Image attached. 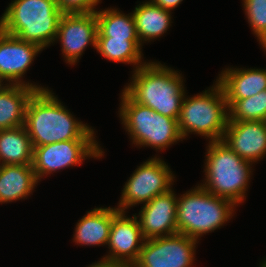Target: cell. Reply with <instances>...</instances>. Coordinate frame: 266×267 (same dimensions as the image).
<instances>
[{
  "instance_id": "cell-1",
  "label": "cell",
  "mask_w": 266,
  "mask_h": 267,
  "mask_svg": "<svg viewBox=\"0 0 266 267\" xmlns=\"http://www.w3.org/2000/svg\"><path fill=\"white\" fill-rule=\"evenodd\" d=\"M24 127L33 146L95 138L93 129L76 121L48 89L36 90L29 99Z\"/></svg>"
},
{
  "instance_id": "cell-2",
  "label": "cell",
  "mask_w": 266,
  "mask_h": 267,
  "mask_svg": "<svg viewBox=\"0 0 266 267\" xmlns=\"http://www.w3.org/2000/svg\"><path fill=\"white\" fill-rule=\"evenodd\" d=\"M181 78L175 70L159 63H140L133 81L123 91L138 104L178 120L185 97Z\"/></svg>"
},
{
  "instance_id": "cell-3",
  "label": "cell",
  "mask_w": 266,
  "mask_h": 267,
  "mask_svg": "<svg viewBox=\"0 0 266 267\" xmlns=\"http://www.w3.org/2000/svg\"><path fill=\"white\" fill-rule=\"evenodd\" d=\"M62 14L56 0H14L0 19V29L44 49L55 41Z\"/></svg>"
},
{
  "instance_id": "cell-4",
  "label": "cell",
  "mask_w": 266,
  "mask_h": 267,
  "mask_svg": "<svg viewBox=\"0 0 266 267\" xmlns=\"http://www.w3.org/2000/svg\"><path fill=\"white\" fill-rule=\"evenodd\" d=\"M208 146L206 182L202 187L236 206L245 197L251 163L239 157L223 140L210 141Z\"/></svg>"
},
{
  "instance_id": "cell-5",
  "label": "cell",
  "mask_w": 266,
  "mask_h": 267,
  "mask_svg": "<svg viewBox=\"0 0 266 267\" xmlns=\"http://www.w3.org/2000/svg\"><path fill=\"white\" fill-rule=\"evenodd\" d=\"M234 205L232 201L197 186L177 199L178 234L197 240L202 234L214 231L228 221Z\"/></svg>"
},
{
  "instance_id": "cell-6",
  "label": "cell",
  "mask_w": 266,
  "mask_h": 267,
  "mask_svg": "<svg viewBox=\"0 0 266 267\" xmlns=\"http://www.w3.org/2000/svg\"><path fill=\"white\" fill-rule=\"evenodd\" d=\"M214 86L211 92L206 90L192 98H183L177 120L182 138L196 132L211 141L222 140L228 123V105L221 85L217 82Z\"/></svg>"
},
{
  "instance_id": "cell-7",
  "label": "cell",
  "mask_w": 266,
  "mask_h": 267,
  "mask_svg": "<svg viewBox=\"0 0 266 267\" xmlns=\"http://www.w3.org/2000/svg\"><path fill=\"white\" fill-rule=\"evenodd\" d=\"M120 116L133 143L164 149L181 140L177 119L161 115L150 107L133 101L124 91Z\"/></svg>"
},
{
  "instance_id": "cell-8",
  "label": "cell",
  "mask_w": 266,
  "mask_h": 267,
  "mask_svg": "<svg viewBox=\"0 0 266 267\" xmlns=\"http://www.w3.org/2000/svg\"><path fill=\"white\" fill-rule=\"evenodd\" d=\"M173 178L170 168L159 158L144 162L125 183L117 209L125 212L129 206L147 203L154 197L168 192Z\"/></svg>"
},
{
  "instance_id": "cell-9",
  "label": "cell",
  "mask_w": 266,
  "mask_h": 267,
  "mask_svg": "<svg viewBox=\"0 0 266 267\" xmlns=\"http://www.w3.org/2000/svg\"><path fill=\"white\" fill-rule=\"evenodd\" d=\"M33 147L32 167L37 181L44 174L80 164L85 157L98 158L103 155L95 140L60 141Z\"/></svg>"
},
{
  "instance_id": "cell-10",
  "label": "cell",
  "mask_w": 266,
  "mask_h": 267,
  "mask_svg": "<svg viewBox=\"0 0 266 267\" xmlns=\"http://www.w3.org/2000/svg\"><path fill=\"white\" fill-rule=\"evenodd\" d=\"M197 240L183 234L144 241L132 267H190Z\"/></svg>"
},
{
  "instance_id": "cell-11",
  "label": "cell",
  "mask_w": 266,
  "mask_h": 267,
  "mask_svg": "<svg viewBox=\"0 0 266 267\" xmlns=\"http://www.w3.org/2000/svg\"><path fill=\"white\" fill-rule=\"evenodd\" d=\"M56 38L62 44V53L69 64L77 62L88 44L96 48V13H63L58 23Z\"/></svg>"
},
{
  "instance_id": "cell-12",
  "label": "cell",
  "mask_w": 266,
  "mask_h": 267,
  "mask_svg": "<svg viewBox=\"0 0 266 267\" xmlns=\"http://www.w3.org/2000/svg\"><path fill=\"white\" fill-rule=\"evenodd\" d=\"M143 241L145 239L137 217L133 215V218H128L120 211L113 218L110 229L108 246L111 254L103 259L124 267H132L139 257Z\"/></svg>"
},
{
  "instance_id": "cell-13",
  "label": "cell",
  "mask_w": 266,
  "mask_h": 267,
  "mask_svg": "<svg viewBox=\"0 0 266 267\" xmlns=\"http://www.w3.org/2000/svg\"><path fill=\"white\" fill-rule=\"evenodd\" d=\"M41 50L38 45L8 35L0 29V81L5 79L11 81L12 85L32 86L36 90L46 89L20 80Z\"/></svg>"
},
{
  "instance_id": "cell-14",
  "label": "cell",
  "mask_w": 266,
  "mask_h": 267,
  "mask_svg": "<svg viewBox=\"0 0 266 267\" xmlns=\"http://www.w3.org/2000/svg\"><path fill=\"white\" fill-rule=\"evenodd\" d=\"M139 215L138 222L145 240L178 233L177 199L171 189L145 203Z\"/></svg>"
},
{
  "instance_id": "cell-15",
  "label": "cell",
  "mask_w": 266,
  "mask_h": 267,
  "mask_svg": "<svg viewBox=\"0 0 266 267\" xmlns=\"http://www.w3.org/2000/svg\"><path fill=\"white\" fill-rule=\"evenodd\" d=\"M222 140L239 157L255 162L266 154V122L228 121Z\"/></svg>"
},
{
  "instance_id": "cell-16",
  "label": "cell",
  "mask_w": 266,
  "mask_h": 267,
  "mask_svg": "<svg viewBox=\"0 0 266 267\" xmlns=\"http://www.w3.org/2000/svg\"><path fill=\"white\" fill-rule=\"evenodd\" d=\"M226 99H245L266 90V70L227 69L216 81Z\"/></svg>"
},
{
  "instance_id": "cell-17",
  "label": "cell",
  "mask_w": 266,
  "mask_h": 267,
  "mask_svg": "<svg viewBox=\"0 0 266 267\" xmlns=\"http://www.w3.org/2000/svg\"><path fill=\"white\" fill-rule=\"evenodd\" d=\"M117 208H95L76 225L74 242L85 245L108 244L113 218Z\"/></svg>"
},
{
  "instance_id": "cell-18",
  "label": "cell",
  "mask_w": 266,
  "mask_h": 267,
  "mask_svg": "<svg viewBox=\"0 0 266 267\" xmlns=\"http://www.w3.org/2000/svg\"><path fill=\"white\" fill-rule=\"evenodd\" d=\"M36 89L26 85H7L0 90V130L24 125L26 106Z\"/></svg>"
},
{
  "instance_id": "cell-19",
  "label": "cell",
  "mask_w": 266,
  "mask_h": 267,
  "mask_svg": "<svg viewBox=\"0 0 266 267\" xmlns=\"http://www.w3.org/2000/svg\"><path fill=\"white\" fill-rule=\"evenodd\" d=\"M36 183L32 165H0V203L28 196Z\"/></svg>"
},
{
  "instance_id": "cell-20",
  "label": "cell",
  "mask_w": 266,
  "mask_h": 267,
  "mask_svg": "<svg viewBox=\"0 0 266 267\" xmlns=\"http://www.w3.org/2000/svg\"><path fill=\"white\" fill-rule=\"evenodd\" d=\"M34 147L24 127L0 130L1 165H32Z\"/></svg>"
},
{
  "instance_id": "cell-21",
  "label": "cell",
  "mask_w": 266,
  "mask_h": 267,
  "mask_svg": "<svg viewBox=\"0 0 266 267\" xmlns=\"http://www.w3.org/2000/svg\"><path fill=\"white\" fill-rule=\"evenodd\" d=\"M169 13V10L161 8L151 0L135 7L133 16L136 33L141 44L142 40L157 38L167 31L171 23Z\"/></svg>"
},
{
  "instance_id": "cell-22",
  "label": "cell",
  "mask_w": 266,
  "mask_h": 267,
  "mask_svg": "<svg viewBox=\"0 0 266 267\" xmlns=\"http://www.w3.org/2000/svg\"><path fill=\"white\" fill-rule=\"evenodd\" d=\"M97 39L139 40L133 14L124 15L117 10L95 11Z\"/></svg>"
},
{
  "instance_id": "cell-23",
  "label": "cell",
  "mask_w": 266,
  "mask_h": 267,
  "mask_svg": "<svg viewBox=\"0 0 266 267\" xmlns=\"http://www.w3.org/2000/svg\"><path fill=\"white\" fill-rule=\"evenodd\" d=\"M139 40L96 39V49L105 58L122 63L139 64L141 61Z\"/></svg>"
},
{
  "instance_id": "cell-24",
  "label": "cell",
  "mask_w": 266,
  "mask_h": 267,
  "mask_svg": "<svg viewBox=\"0 0 266 267\" xmlns=\"http://www.w3.org/2000/svg\"><path fill=\"white\" fill-rule=\"evenodd\" d=\"M228 121H266V90L245 99H226Z\"/></svg>"
},
{
  "instance_id": "cell-25",
  "label": "cell",
  "mask_w": 266,
  "mask_h": 267,
  "mask_svg": "<svg viewBox=\"0 0 266 267\" xmlns=\"http://www.w3.org/2000/svg\"><path fill=\"white\" fill-rule=\"evenodd\" d=\"M248 21L261 45L266 46V0H243Z\"/></svg>"
},
{
  "instance_id": "cell-26",
  "label": "cell",
  "mask_w": 266,
  "mask_h": 267,
  "mask_svg": "<svg viewBox=\"0 0 266 267\" xmlns=\"http://www.w3.org/2000/svg\"><path fill=\"white\" fill-rule=\"evenodd\" d=\"M100 0H56L57 6L63 13H90Z\"/></svg>"
},
{
  "instance_id": "cell-27",
  "label": "cell",
  "mask_w": 266,
  "mask_h": 267,
  "mask_svg": "<svg viewBox=\"0 0 266 267\" xmlns=\"http://www.w3.org/2000/svg\"><path fill=\"white\" fill-rule=\"evenodd\" d=\"M183 0H152V2L163 9L172 10L178 6Z\"/></svg>"
},
{
  "instance_id": "cell-28",
  "label": "cell",
  "mask_w": 266,
  "mask_h": 267,
  "mask_svg": "<svg viewBox=\"0 0 266 267\" xmlns=\"http://www.w3.org/2000/svg\"><path fill=\"white\" fill-rule=\"evenodd\" d=\"M89 267H124V266L117 264V263H113V262L105 260V259H102L98 263H95L94 265H91Z\"/></svg>"
},
{
  "instance_id": "cell-29",
  "label": "cell",
  "mask_w": 266,
  "mask_h": 267,
  "mask_svg": "<svg viewBox=\"0 0 266 267\" xmlns=\"http://www.w3.org/2000/svg\"><path fill=\"white\" fill-rule=\"evenodd\" d=\"M261 267H266V261L263 262Z\"/></svg>"
},
{
  "instance_id": "cell-30",
  "label": "cell",
  "mask_w": 266,
  "mask_h": 267,
  "mask_svg": "<svg viewBox=\"0 0 266 267\" xmlns=\"http://www.w3.org/2000/svg\"><path fill=\"white\" fill-rule=\"evenodd\" d=\"M1 82H2V81H0V90L4 87V86L1 85V84H2Z\"/></svg>"
}]
</instances>
